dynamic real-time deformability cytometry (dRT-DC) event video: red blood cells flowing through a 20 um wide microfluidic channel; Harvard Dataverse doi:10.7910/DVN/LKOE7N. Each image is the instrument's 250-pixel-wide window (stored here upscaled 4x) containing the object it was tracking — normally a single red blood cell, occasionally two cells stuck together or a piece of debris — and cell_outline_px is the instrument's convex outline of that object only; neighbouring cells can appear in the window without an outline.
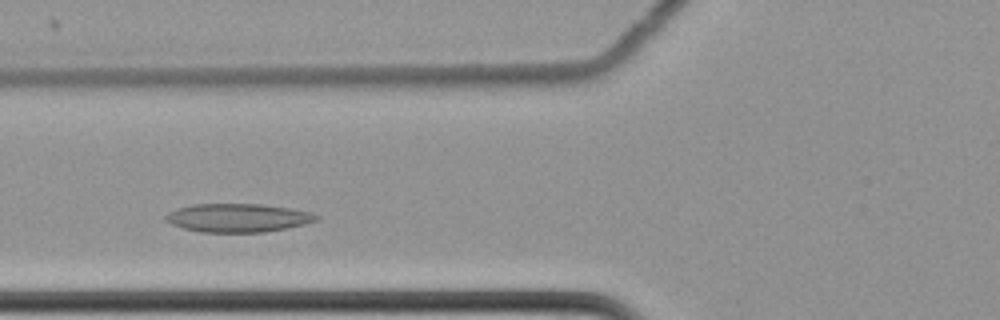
{"species": "common noctule bat (a hibernating species)", "species_latin": "Nyctalus noctula", "temperature_condition": "cold", "stored_images_in_passage": 38, "camera_frame_rate_fps": 3000, "um_per_image_px": 0.085, "animal": {"sex": "female", "body_mass_g": 22.7, "forearm_length_mm": 54.2}, "frame": {"image": 1, "passage_image": 11, "time_ms": 3.333, "image_size_px": [1000, 320], "cell_outline_px": [[320, 216], [316, 220], [304, 224], [264, 232], [200, 232], [184, 228], [172, 224], [164, 220], [164, 216], [168, 212], [176, 208], [192, 204], [260, 204], [292, 208], [312, 212]], "centroid_in_image_um": [20.19, 18.5], "position_along_channel_um": 105.6, "area_um2": 25.03}}
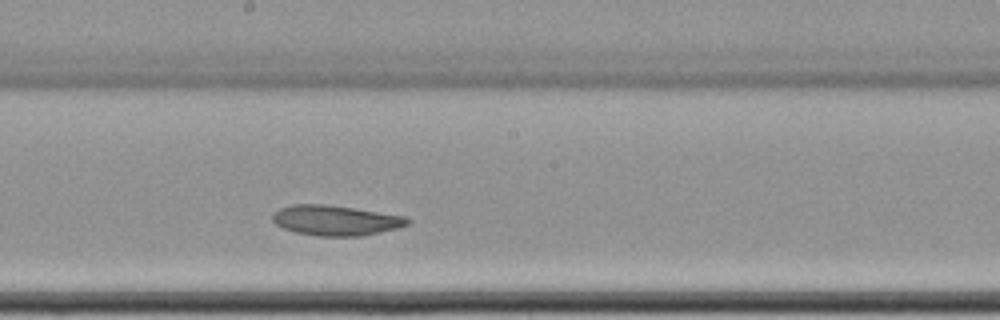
{"frame": {"image": 2, "passage_image": 21, "time_ms": 6.667, "image_size_px": [1000, 320], "cell_outline_px": [[412, 220], [408, 224], [396, 228], [380, 232], [360, 236], [316, 236], [296, 232], [284, 228], [276, 224], [272, 220], [272, 212], [280, 208], [292, 204], [324, 204], [408, 216]], "centroid_in_image_um": [28.53, 18.73], "position_along_channel_um": 219.7, "area_um2": 23.76}}
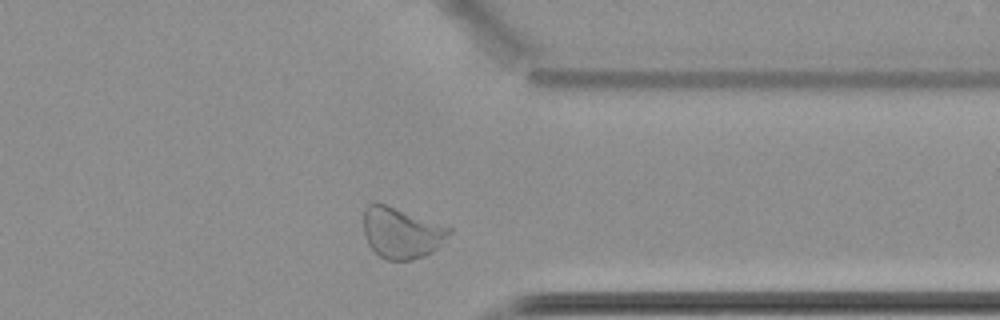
{"frame": {"image": 3, "passage_image": 35, "time_ms": 11.333, "image_size_px": [1000, 320], "cell_outline_px": [[452, 232], [432, 252], [424, 256], [408, 260], [388, 260], [380, 256], [368, 244], [364, 232], [364, 208], [372, 200], [376, 200], [452, 228]], "centroid_in_image_um": [34.09, 19.75], "position_along_channel_um": 377.3, "area_um2": 25.43}, "authors_computed_cell_mechanics": {"area_um2": 24.5361, "velocity_mm_per_s": 3.4284, "shape_relaxation_time_tau1_ms": null, "shape_relaxation_time_tau2_ms": 3.9046, "deformation_change_tau1": null, "deformation_change_tau2": 0.0642}}